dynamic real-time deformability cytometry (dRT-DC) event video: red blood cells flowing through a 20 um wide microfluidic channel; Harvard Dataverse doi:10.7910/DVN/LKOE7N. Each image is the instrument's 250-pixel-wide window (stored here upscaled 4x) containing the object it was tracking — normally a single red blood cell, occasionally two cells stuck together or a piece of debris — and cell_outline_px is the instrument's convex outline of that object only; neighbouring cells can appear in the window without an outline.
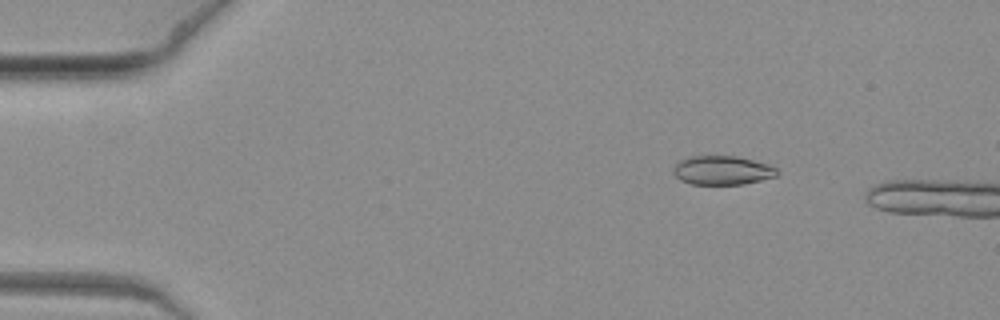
{"species": "common noctule bat (a hibernating species)", "species_latin": "Nyctalus noctula", "temperature_condition": "warm", "stored_images_in_passage": 4, "camera_frame_rate_fps": 3000, "um_per_image_px": 0.085, "animal": {"sex": "female", "body_mass_g": 19.3, "forearm_length_mm": 54.1}, "frame": {"image": 1, "passage_image": 1, "time_ms": 0.0, "image_size_px": [1000, 320], "cell_outline_px": [[780, 172], [776, 176], [744, 184], [692, 184], [680, 180], [672, 172], [672, 168], [676, 160], [688, 156], [736, 156], [768, 164], [776, 168]], "centroid_in_image_um": [61.34, 14.47], "position_along_channel_um": 23.7, "area_um2": 17.69}}